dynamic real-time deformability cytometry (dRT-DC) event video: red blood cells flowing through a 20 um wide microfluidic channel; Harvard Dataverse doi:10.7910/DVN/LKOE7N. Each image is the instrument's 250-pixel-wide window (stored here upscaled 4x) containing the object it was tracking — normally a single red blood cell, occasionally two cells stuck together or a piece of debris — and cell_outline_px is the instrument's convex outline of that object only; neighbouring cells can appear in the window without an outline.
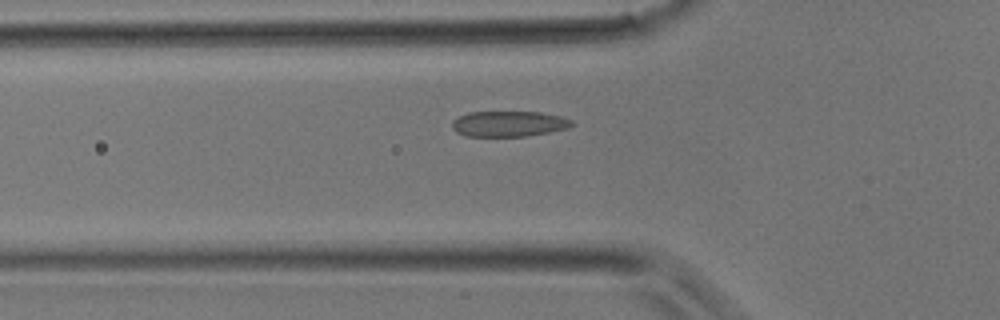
{"species": "common noctule bat (a hibernating species)", "species_latin": "Nyctalus noctula", "temperature_condition": "room temperature", "stored_images_in_passage": 7, "segment_of_instrument_passage": [1, 2], "camera_frame_rate_fps": 3000, "um_per_image_px": 0.085, "animal": {"sex": "male", "body_mass_g": 17.9}, "frame": {"image": 1, "passage_image": 5, "time_ms": 1.333, "image_size_px": [1000, 320], "cell_outline_px": [[576, 124], [568, 128], [528, 136], [464, 136], [456, 132], [452, 128], [452, 120], [468, 112], [540, 112], [560, 116], [572, 120]], "centroid_in_image_um": [43.25, 10.52], "position_along_channel_um": 82.6, "area_um2": 17.92}}